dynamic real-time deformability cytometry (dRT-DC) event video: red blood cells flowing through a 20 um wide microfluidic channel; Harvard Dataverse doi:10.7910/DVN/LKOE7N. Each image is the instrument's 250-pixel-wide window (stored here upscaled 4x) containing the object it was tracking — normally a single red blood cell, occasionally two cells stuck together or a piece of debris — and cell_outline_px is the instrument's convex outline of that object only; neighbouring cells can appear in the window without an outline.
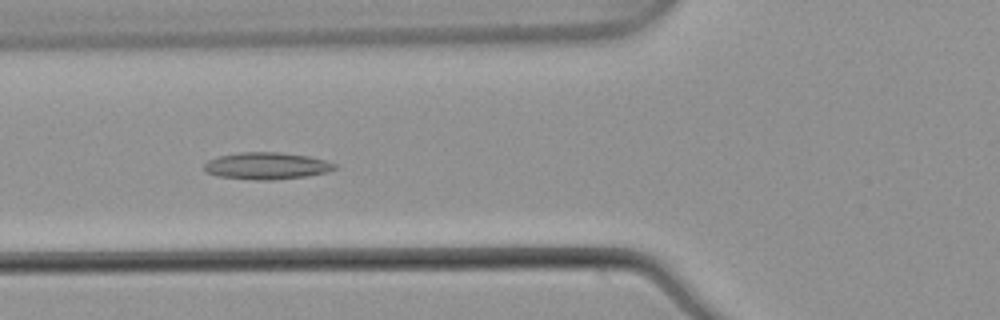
{"species": "common noctule bat (a hibernating species)", "species_latin": "Nyctalus noctula", "temperature_condition": "warm", "stored_images_in_passage": 55, "segment_of_instrument_passage": [1, 2], "camera_frame_rate_fps": 3000, "um_per_image_px": 0.085, "animal": {"sex": "male", "body_mass_g": 21.5, "forearm_length_mm": 52.0}, "frame": {"image": 1, "passage_image": 21, "time_ms": 6.667, "image_size_px": [1000, 320], "cell_outline_px": [[340, 168], [328, 172], [308, 176], [272, 180], [260, 180], [216, 176], [204, 172], [204, 164], [208, 160], [220, 156], [240, 152], [280, 152], [308, 156], [324, 160], [336, 164]], "centroid_in_image_um": [22.69, 14.1], "position_along_channel_um": 103.1, "area_um2": 20.63}}
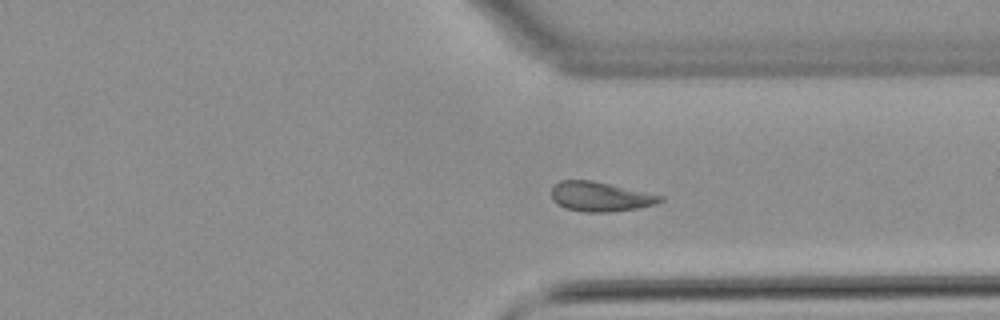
{"frame": {"image": 2, "passage_image": 41, "time_ms": 13.333, "image_size_px": [1000, 320], "cell_outline_px": [[664, 200], [656, 204], [636, 208], [612, 212], [584, 212], [564, 208], [556, 204], [552, 200], [552, 188], [560, 180], [592, 180], [664, 196]], "centroid_in_image_um": [51.01, 16.72], "position_along_channel_um": 360.4, "area_um2": 18.79}}
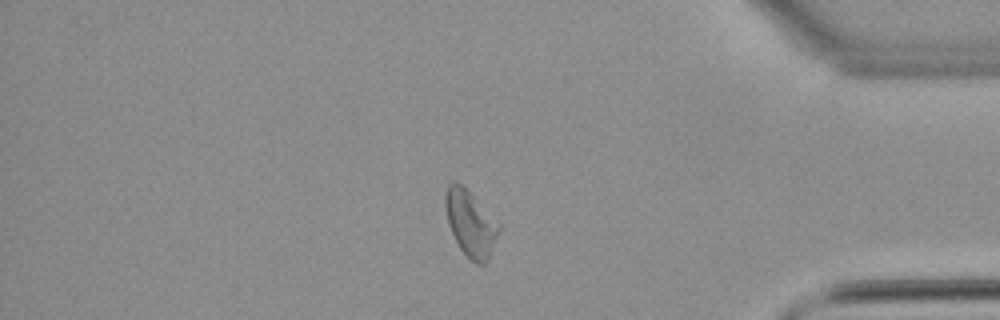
{"frame": {"image": 3, "passage_image": 46, "time_ms": 15.0, "image_size_px": [1000, 320], "cell_outline_px": [[500, 228], [488, 260], [484, 264], [476, 264], [460, 248], [448, 224], [444, 208], [444, 192], [448, 184], [460, 184], [500, 224]], "centroid_in_image_um": [39.97, 19.01], "position_along_channel_um": 395.2, "area_um2": 19.94}}